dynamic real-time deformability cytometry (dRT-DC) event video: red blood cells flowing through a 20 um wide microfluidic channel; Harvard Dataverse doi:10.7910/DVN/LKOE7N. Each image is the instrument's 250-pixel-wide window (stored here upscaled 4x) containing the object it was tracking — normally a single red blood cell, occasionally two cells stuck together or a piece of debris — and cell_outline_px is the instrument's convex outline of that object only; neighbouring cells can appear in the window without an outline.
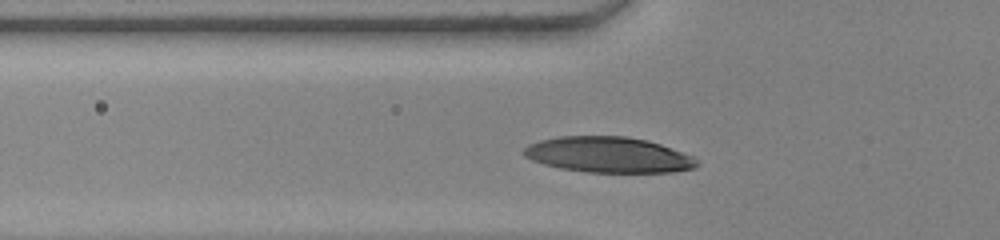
{"species": "human", "species_latin": "Homo sapiens", "temperature_condition": "warm", "stored_images_in_passage": 34, "camera_frame_rate_fps": 3000, "um_per_image_px": 0.085, "donor": {"sex": "female"}, "frame": {"image": 1, "passage_image": 8, "time_ms": 2.333, "image_size_px": [1000, 240], "cell_outline_px": [[700, 164], [696, 168], [672, 172], [588, 172], [560, 168], [544, 164], [532, 160], [524, 156], [524, 148], [528, 144], [540, 140], [560, 136], [624, 136], [648, 140], [660, 144], [692, 156]], "centroid_in_image_um": [51.72, 13.15], "position_along_channel_um": 74.1, "area_um2": 35.89}}
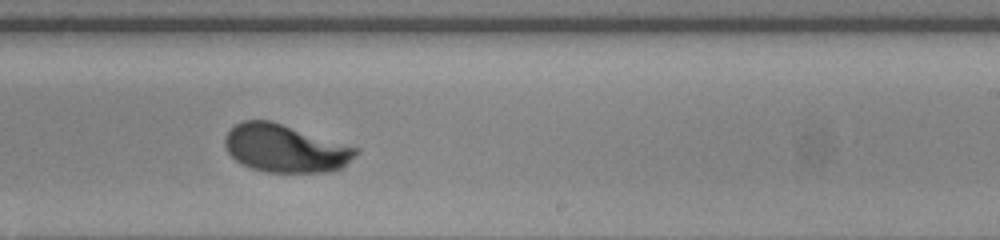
{"frame": {"image": 2, "passage_image": 23, "time_ms": 7.333, "image_size_px": [1000, 240], "cell_outline_px": [[360, 152], [356, 156], [340, 168], [332, 172], [268, 172], [252, 168], [240, 164], [228, 152], [224, 144], [224, 136], [240, 120], [272, 120], [360, 148]], "centroid_in_image_um": [24.26, 12.6], "position_along_channel_um": 264.7, "area_um2": 36.82}}
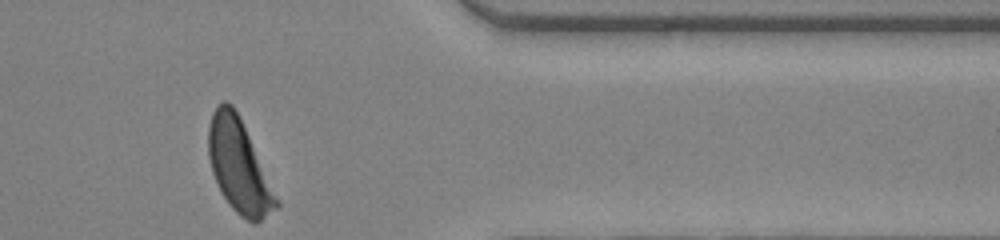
{"frame": {"image": 3, "passage_image": 34, "time_ms": 11.0, "image_size_px": [1000, 240], "cell_outline_px": [[280, 204], [276, 208], [256, 224], [252, 224], [240, 216], [228, 204], [220, 192], [212, 172], [208, 156], [208, 124], [212, 112], [224, 100], [228, 100], [232, 104], [280, 200]], "centroid_in_image_um": [20.29, 14.17], "position_along_channel_um": 391.1, "area_um2": 36.47}, "authors_computed_cell_mechanics": {"area_um2": 36.7897, "velocity_mm_per_s": 3.816, "shape_relaxation_time_tau1_ms": 2.0654, "shape_relaxation_time_tau2_ms": null, "deformation_change_tau1": 0.1367, "deformation_change_tau2": null}}